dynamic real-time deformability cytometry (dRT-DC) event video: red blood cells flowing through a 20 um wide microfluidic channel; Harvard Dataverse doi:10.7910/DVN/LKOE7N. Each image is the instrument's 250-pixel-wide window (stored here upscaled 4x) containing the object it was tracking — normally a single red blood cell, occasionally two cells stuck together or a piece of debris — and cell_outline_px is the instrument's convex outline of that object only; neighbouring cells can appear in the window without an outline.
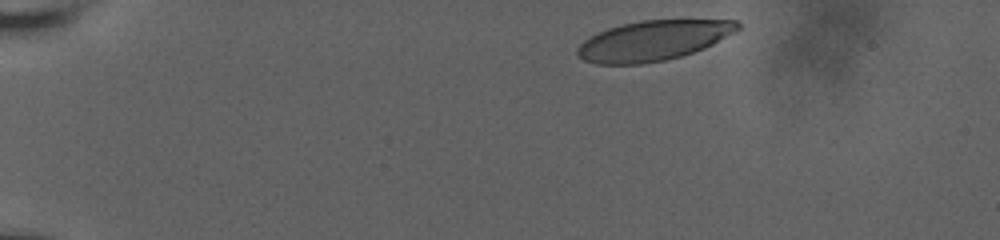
{"species": "human", "species_latin": "Homo sapiens", "temperature_condition": "room temperature", "stored_images_in_passage": 29, "camera_frame_rate_fps": 3000, "um_per_image_px": 0.085, "donor": {"sex": "male"}, "frame": {"image": 1, "passage_image": 1, "time_ms": 0.0, "image_size_px": [1000, 240], "cell_outline_px": [[740, 28], [712, 44], [704, 48], [680, 56], [664, 60], [640, 64], [596, 64], [584, 60], [576, 52], [576, 48], [584, 40], [596, 32], [608, 28], [640, 20], [736, 20], [740, 24]], "centroid_in_image_um": [55.48, 3.44], "position_along_channel_um": 29.5, "area_um2": 37.05}}
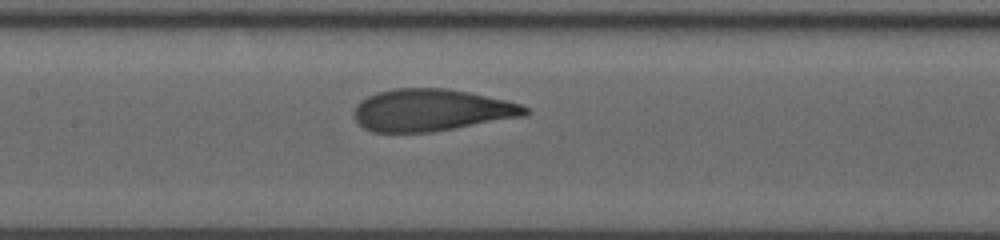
{"frame": {"image": 2, "passage_image": 16, "time_ms": 6.667, "image_size_px": [1000, 240], "cell_outline_px": [[528, 112], [524, 116], [432, 132], [372, 132], [364, 128], [356, 120], [356, 104], [360, 100], [376, 92], [392, 88], [448, 88], [468, 92], [504, 100], [520, 104], [528, 108]], "centroid_in_image_um": [36.64, 9.35], "position_along_channel_um": 170.8, "area_um2": 41.67}}
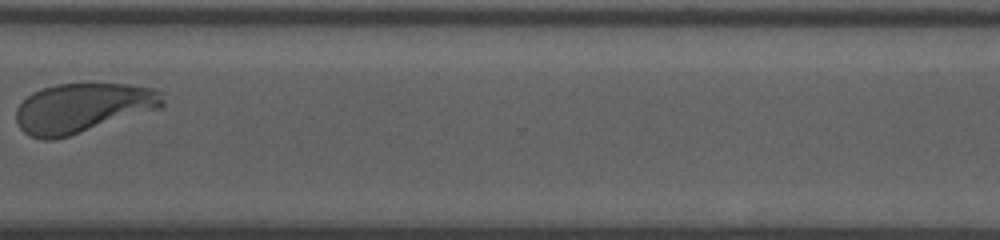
{"frame": {"image": 3, "passage_image": 28, "time_ms": 12.0, "image_size_px": [1000, 240], "cell_outline_px": [[164, 104], [160, 108], [56, 140], [40, 140], [24, 132], [20, 128], [16, 120], [16, 108], [32, 92], [56, 84], [128, 84], [156, 88], [160, 92], [164, 100]], "centroid_in_image_um": [7.02, 9.18], "position_along_channel_um": 363.6, "area_um2": 42.19}, "authors_computed_cell_mechanics": {"area_um2": 42.1362, "velocity_mm_per_s": 3.62, "shape_relaxation_time_tau1_ms": 3.0498, "shape_relaxation_time_tau2_ms": null, "deformation_change_tau1": 0.1739, "deformation_change_tau2": null}}